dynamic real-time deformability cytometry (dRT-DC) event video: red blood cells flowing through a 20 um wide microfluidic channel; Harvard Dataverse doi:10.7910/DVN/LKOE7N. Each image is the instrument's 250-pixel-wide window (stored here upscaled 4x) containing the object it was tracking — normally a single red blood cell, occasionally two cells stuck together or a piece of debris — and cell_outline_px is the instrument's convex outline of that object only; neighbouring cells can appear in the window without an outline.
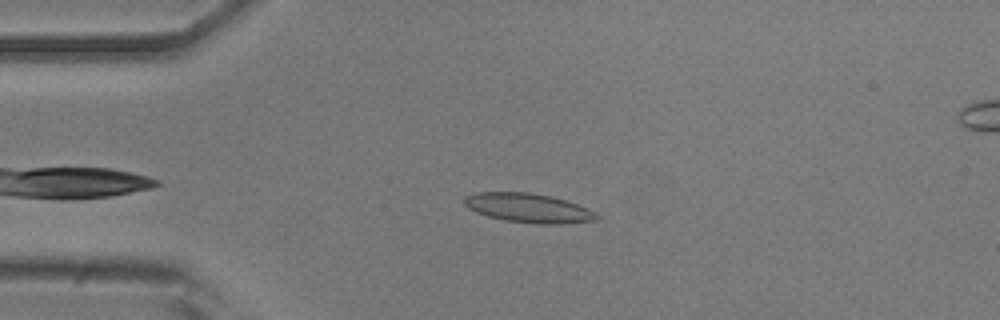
{"species": "common noctule bat (a hibernating species)", "species_latin": "Nyctalus noctula", "temperature_condition": "room temperature", "stored_images_in_passage": 41, "camera_frame_rate_fps": 3000, "um_per_image_px": 0.085, "animal": {"sex": "male", "body_mass_g": 20.5, "forearm_length_mm": 52.5}, "frame": {"image": 1, "passage_image": 11, "time_ms": 3.333, "image_size_px": [1000, 320], "cell_outline_px": [[600, 220], [560, 224], [536, 224], [504, 220], [488, 216], [476, 212], [468, 208], [464, 204], [464, 196], [476, 192], [528, 192], [552, 196], [588, 208], [596, 212], [600, 216]], "centroid_in_image_um": [44.93, 17.68], "position_along_channel_um": 40.1, "area_um2": 22.72}}
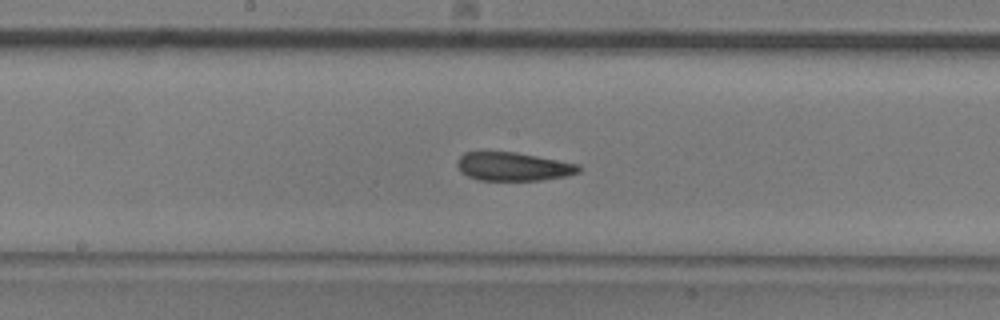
{"frame": {"image": 2, "passage_image": 26, "time_ms": 8.333, "image_size_px": [1000, 320], "cell_outline_px": [[580, 172], [564, 176], [540, 180], [476, 180], [460, 172], [456, 164], [460, 156], [464, 152], [516, 152], [580, 164]], "centroid_in_image_um": [43.6, 14.16], "position_along_channel_um": 204.6, "area_um2": 20.17}}
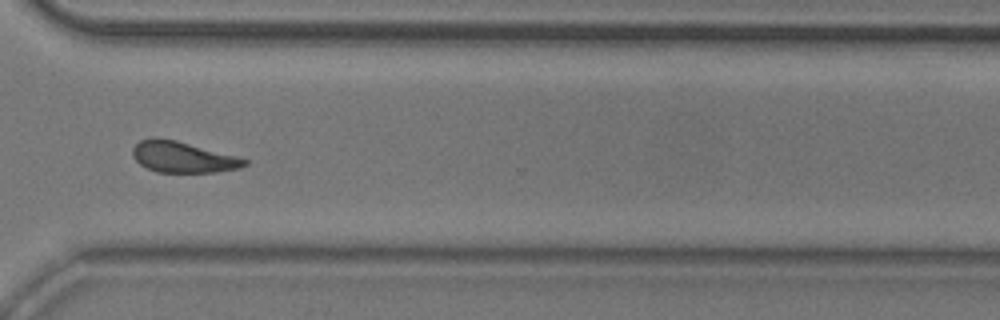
{"frame": {"image": 3, "passage_image": 38, "time_ms": 12.333, "image_size_px": [1000, 320], "cell_outline_px": [[248, 164], [240, 168], [216, 172], [156, 172], [140, 164], [132, 156], [132, 148], [140, 140], [176, 140], [236, 156], [248, 160]], "centroid_in_image_um": [15.57, 13.38], "position_along_channel_um": 355.0, "area_um2": 19.71}, "authors_computed_cell_mechanics": {"area_um2": 21.2126, "velocity_mm_per_s": 3.7673, "shape_relaxation_time_tau1_ms": 9.9191, "shape_relaxation_time_tau2_ms": 3.0432, "deformation_change_tau1": 0.2022, "deformation_change_tau2": 0.1023}}